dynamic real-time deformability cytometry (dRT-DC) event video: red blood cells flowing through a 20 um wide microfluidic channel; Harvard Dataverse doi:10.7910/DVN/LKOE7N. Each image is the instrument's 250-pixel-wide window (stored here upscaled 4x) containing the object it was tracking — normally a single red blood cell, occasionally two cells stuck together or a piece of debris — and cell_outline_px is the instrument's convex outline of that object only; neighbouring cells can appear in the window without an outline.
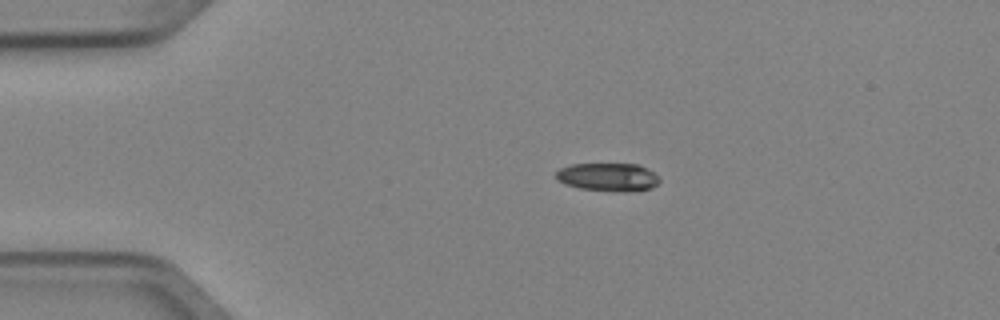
{"species": "Egyptian fruit bat (a non-hibernating species)", "species_latin": "Rousettus aegyptiacus", "temperature_condition": "cold", "stored_images_in_passage": 3, "segment_of_instrument_passage": [1, 2], "camera_frame_rate_fps": 3000, "um_per_image_px": 0.085, "animal": {"sex": "female"}, "frame": {"image": 1, "passage_image": 1, "time_ms": 0.0, "image_size_px": [1000, 320], "cell_outline_px": [[660, 180], [652, 188], [620, 192], [580, 188], [564, 184], [552, 176], [560, 168], [572, 164], [640, 164], [648, 168]], "centroid_in_image_um": [51.64, 15.04], "position_along_channel_um": 33.4, "area_um2": 16.99}}